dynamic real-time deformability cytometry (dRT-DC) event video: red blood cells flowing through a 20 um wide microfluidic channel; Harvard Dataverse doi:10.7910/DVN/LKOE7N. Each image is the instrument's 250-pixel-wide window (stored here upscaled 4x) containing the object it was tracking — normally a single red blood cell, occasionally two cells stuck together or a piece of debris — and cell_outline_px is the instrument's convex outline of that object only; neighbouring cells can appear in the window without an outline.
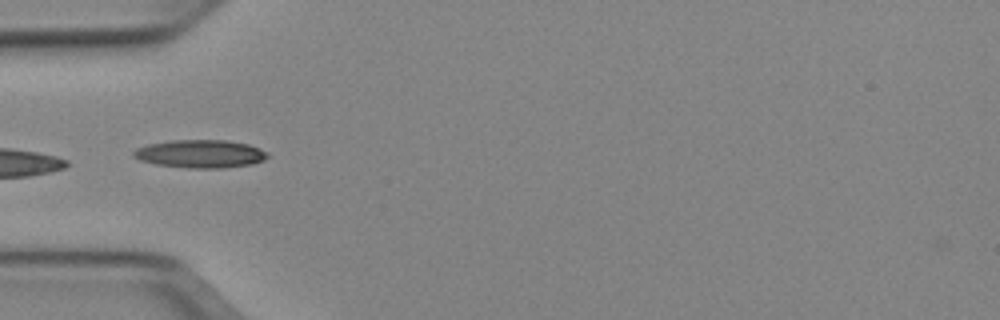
{"species": "Egyptian fruit bat (a non-hibernating species)", "species_latin": "Rousettus aegyptiacus", "temperature_condition": "cold", "stored_images_in_passage": 25, "camera_frame_rate_fps": 3000, "um_per_image_px": 0.085, "animal": {"sex": "female"}, "frame": {"image": 1, "passage_image": 2, "time_ms": 0.333, "image_size_px": [1000, 320], "cell_outline_px": [[268, 156], [264, 160], [252, 164], [224, 168], [188, 168], [156, 164], [140, 160], [132, 156], [132, 152], [136, 148], [148, 144], [172, 140], [228, 140], [248, 144], [260, 148], [268, 152]], "centroid_in_image_um": [17.04, 13.07], "position_along_channel_um": 68.0, "area_um2": 22.02}, "authors_computed_cell_mechanics": {"area_um2": 24.7384, "velocity_mm_per_s": 3.9234, "shape_relaxation_time_tau1_ms": null, "shape_relaxation_time_tau2_ms": 2.9904, "deformation_change_tau1": null, "deformation_change_tau2": 0.0891}}